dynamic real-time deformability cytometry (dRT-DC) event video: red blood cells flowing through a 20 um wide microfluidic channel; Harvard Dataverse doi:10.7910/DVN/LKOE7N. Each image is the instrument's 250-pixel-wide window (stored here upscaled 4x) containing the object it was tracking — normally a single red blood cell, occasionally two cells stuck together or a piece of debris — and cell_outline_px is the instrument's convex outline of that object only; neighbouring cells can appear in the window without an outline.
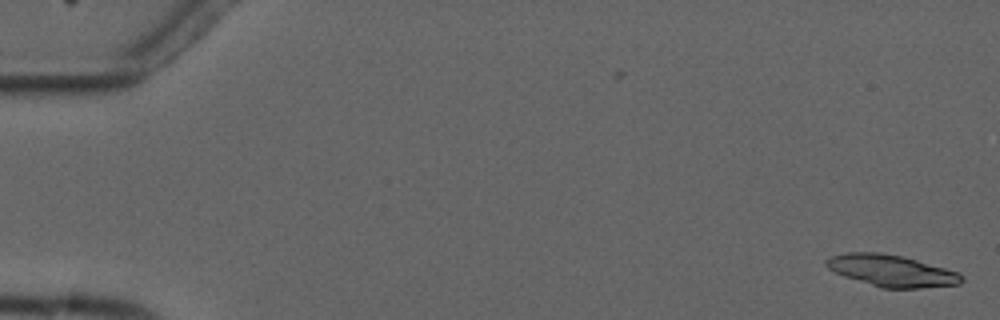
{"species": "common noctule bat (a hibernating species)", "species_latin": "Nyctalus noctula", "temperature_condition": "cold", "stored_images_in_passage": 6, "camera_frame_rate_fps": 3000, "um_per_image_px": 0.085, "animal": {"sex": "male", "forearm_length_mm": 52.5}, "frame": {"image": 1, "passage_image": 1, "time_ms": 0.0, "image_size_px": [1000, 320], "cell_outline_px": [[964, 280], [960, 284], [920, 288], [880, 288], [844, 276], [828, 268], [824, 264], [824, 260], [832, 256], [848, 252], [880, 252], [904, 256], [960, 272], [964, 276]], "centroid_in_image_um": [75.81, 23.01], "position_along_channel_um": 9.2, "area_um2": 25.2}}